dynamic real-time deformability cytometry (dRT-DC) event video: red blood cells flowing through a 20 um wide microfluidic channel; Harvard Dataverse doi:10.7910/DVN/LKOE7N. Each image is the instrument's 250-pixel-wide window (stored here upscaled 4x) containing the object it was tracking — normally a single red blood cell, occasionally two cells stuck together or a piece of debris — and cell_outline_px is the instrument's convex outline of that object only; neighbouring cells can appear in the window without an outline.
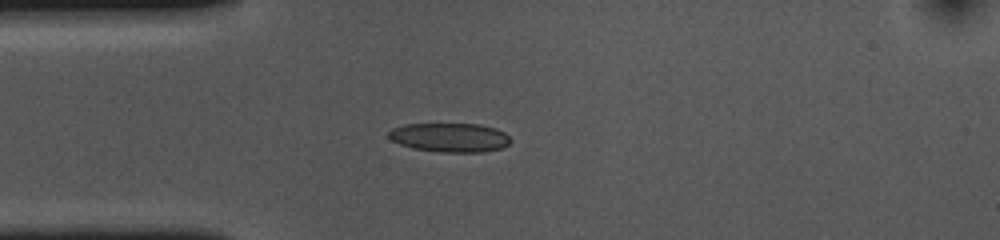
{"species": "common noctule bat (a hibernating species)", "species_latin": "Nyctalus noctula", "temperature_condition": "cold", "stored_images_in_passage": 41, "camera_frame_rate_fps": 3000, "um_per_image_px": 0.085, "animal": {"sex": "female", "body_mass_g": 10.0, "forearm_length_mm": 53.1}, "frame": {"image": 1, "passage_image": 1, "time_ms": 0.0, "image_size_px": [1000, 240], "cell_outline_px": [[512, 140], [508, 144], [500, 148], [484, 152], [440, 152], [412, 148], [400, 144], [392, 140], [388, 136], [388, 132], [392, 128], [404, 124], [480, 124], [496, 128], [504, 132]], "centroid_in_image_um": [38.23, 11.68], "position_along_channel_um": 46.8, "area_um2": 20.69}}
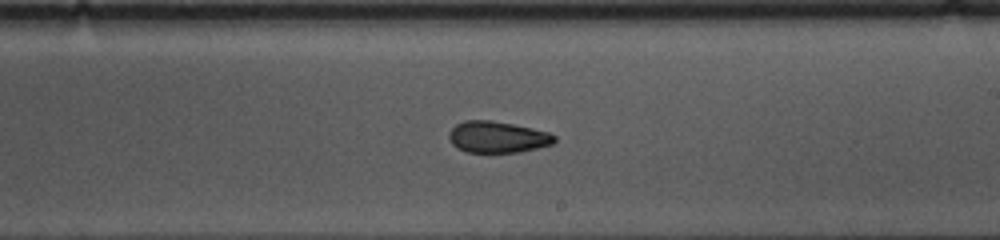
{"frame": {"image": 2, "passage_image": 18, "time_ms": 5.667, "image_size_px": [1000, 240], "cell_outline_px": [[556, 140], [552, 144], [520, 152], [468, 152], [456, 148], [448, 140], [448, 132], [456, 124], [464, 120], [492, 120], [532, 128], [548, 132], [556, 136]], "centroid_in_image_um": [42.25, 11.64], "position_along_channel_um": 246.8, "area_um2": 19.42}}
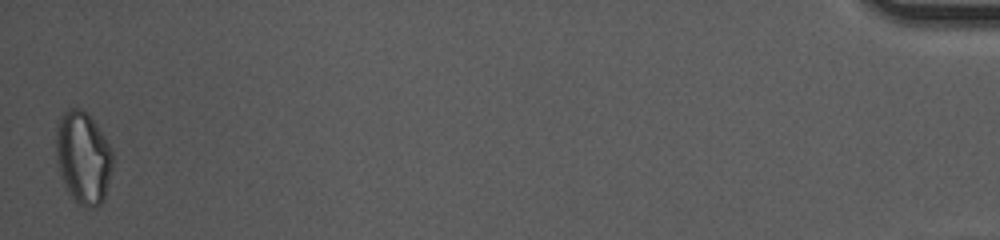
{"frame": {"image": 3, "passage_image": 41, "time_ms": 13.333, "image_size_px": [1000, 240], "cell_outline_px": [[112, 168], [104, 200], [96, 208], [84, 208], [72, 196], [60, 172], [56, 160], [56, 124], [60, 116], [68, 108], [80, 108], [88, 112], [112, 148]], "centroid_in_image_um": [7.08, 13.36], "position_along_channel_um": 428.1, "area_um2": 30.52}, "authors_computed_cell_mechanics": {"area_um2": 20.4612, "velocity_mm_per_s": 3.665, "shape_relaxation_time_tau1_ms": null, "shape_relaxation_time_tau2_ms": 5.2238, "deformation_change_tau1": null, "deformation_change_tau2": 0.1079}}